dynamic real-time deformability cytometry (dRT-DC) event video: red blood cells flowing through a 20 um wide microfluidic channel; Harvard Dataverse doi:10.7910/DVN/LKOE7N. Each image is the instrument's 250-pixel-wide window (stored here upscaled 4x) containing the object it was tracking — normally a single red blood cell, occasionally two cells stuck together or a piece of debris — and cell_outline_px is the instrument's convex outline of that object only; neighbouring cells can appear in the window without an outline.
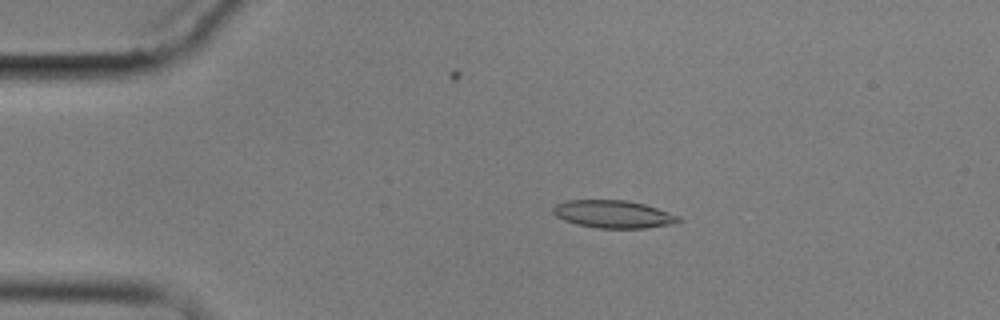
{"species": "common noctule bat (a hibernating species)", "species_latin": "Nyctalus noctula", "temperature_condition": "cold", "stored_images_in_passage": 5, "camera_frame_rate_fps": 3000, "um_per_image_px": 0.085, "animal": {"sex": "male", "body_mass_g": 17.9}, "frame": {"image": 1, "passage_image": 2, "time_ms": 1.333, "image_size_px": [1000, 320], "cell_outline_px": [[684, 220], [676, 224], [644, 228], [596, 228], [576, 224], [564, 220], [556, 216], [552, 212], [552, 208], [556, 204], [568, 200], [624, 200], [644, 204], [680, 216]], "centroid_in_image_um": [52.15, 18.21], "position_along_channel_um": 32.8, "area_um2": 20.35}}
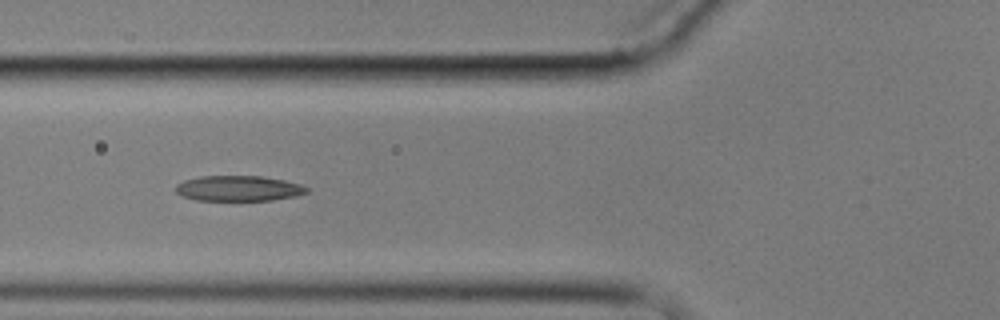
{"frame": {"image": 2, "passage_image": 4, "time_ms": 4.667, "image_size_px": [1000, 320], "cell_outline_px": [[308, 192], [296, 196], [272, 200], [196, 200], [180, 196], [176, 192], [176, 184], [184, 180], [200, 176], [264, 176], [284, 180], [300, 184], [308, 188]], "centroid_in_image_um": [20.26, 16.01], "position_along_channel_um": 105.5, "area_um2": 19.48}}
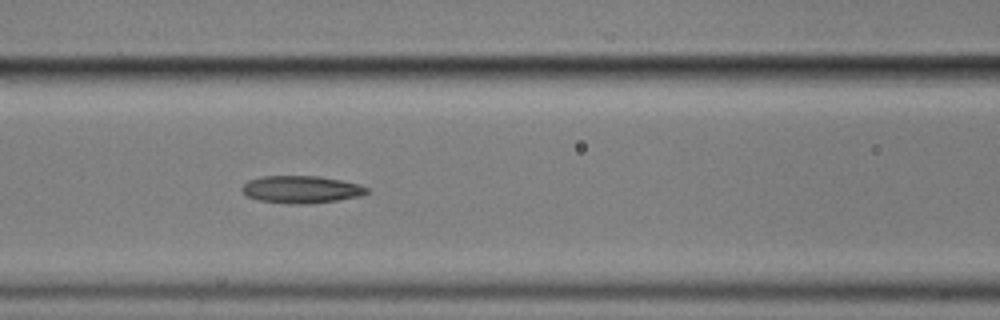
{"frame": {"image": 3, "passage_image": 5, "time_ms": 5.667, "image_size_px": [1000, 320], "cell_outline_px": [[368, 192], [360, 196], [336, 200], [308, 204], [296, 204], [260, 200], [248, 196], [240, 188], [248, 180], [264, 176], [320, 176], [360, 184], [368, 188]], "centroid_in_image_um": [25.62, 16.09], "position_along_channel_um": 141.0, "area_um2": 19.71}}